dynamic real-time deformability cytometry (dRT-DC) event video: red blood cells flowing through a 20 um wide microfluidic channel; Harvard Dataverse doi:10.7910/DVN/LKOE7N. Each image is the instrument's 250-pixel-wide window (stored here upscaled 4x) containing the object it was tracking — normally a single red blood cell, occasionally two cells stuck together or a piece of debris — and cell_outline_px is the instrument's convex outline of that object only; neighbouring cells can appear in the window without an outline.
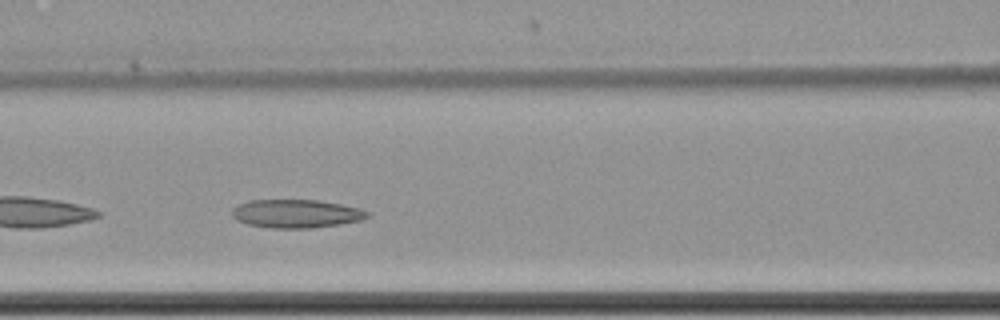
{"species": "common noctule bat (a hibernating species)", "species_latin": "Nyctalus noctula", "temperature_condition": "cold", "stored_images_in_passage": 42, "camera_frame_rate_fps": 3000, "um_per_image_px": 0.085, "animal": {"sex": "female", "body_mass_g": 22.7, "forearm_length_mm": 54.2}, "frame": {"image": 1, "passage_image": 8, "time_ms": 2.333, "image_size_px": [1000, 320], "cell_outline_px": [[372, 216], [360, 220], [340, 224], [312, 228], [272, 228], [248, 224], [236, 220], [232, 216], [232, 208], [248, 200], [316, 200], [340, 204], [360, 208], [372, 212]], "centroid_in_image_um": [25.21, 18.16], "position_along_channel_um": 141.4, "area_um2": 22.48}}
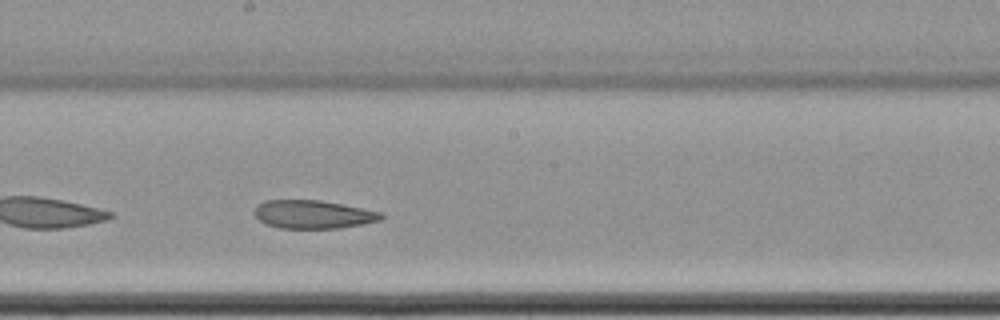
{"frame": {"image": 2, "passage_image": 15, "time_ms": 4.667, "image_size_px": [1000, 320], "cell_outline_px": [[384, 216], [380, 220], [364, 224], [340, 228], [280, 228], [264, 224], [256, 216], [256, 204], [264, 200], [320, 200], [380, 212]], "centroid_in_image_um": [26.59, 18.22], "position_along_channel_um": 221.6, "area_um2": 20.75}}
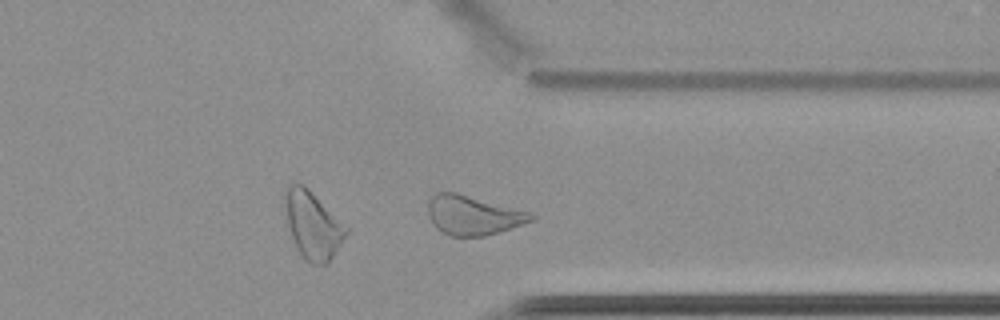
{"frame": {"image": 3, "passage_image": 28, "time_ms": 9.0, "image_size_px": [1000, 320], "cell_outline_px": [[536, 216], [532, 220], [484, 236], [448, 236], [436, 228], [432, 224], [428, 212], [428, 200], [436, 192], [456, 192], [532, 212]], "centroid_in_image_um": [40.17, 18.28], "position_along_channel_um": 371.2, "area_um2": 23.52}, "authors_computed_cell_mechanics": {"area_um2": 22.6287, "velocity_mm_per_s": 3.4457, "shape_relaxation_time_tau1_ms": null, "shape_relaxation_time_tau2_ms": 9.1859, "deformation_change_tau1": null, "deformation_change_tau2": 0.1436}}